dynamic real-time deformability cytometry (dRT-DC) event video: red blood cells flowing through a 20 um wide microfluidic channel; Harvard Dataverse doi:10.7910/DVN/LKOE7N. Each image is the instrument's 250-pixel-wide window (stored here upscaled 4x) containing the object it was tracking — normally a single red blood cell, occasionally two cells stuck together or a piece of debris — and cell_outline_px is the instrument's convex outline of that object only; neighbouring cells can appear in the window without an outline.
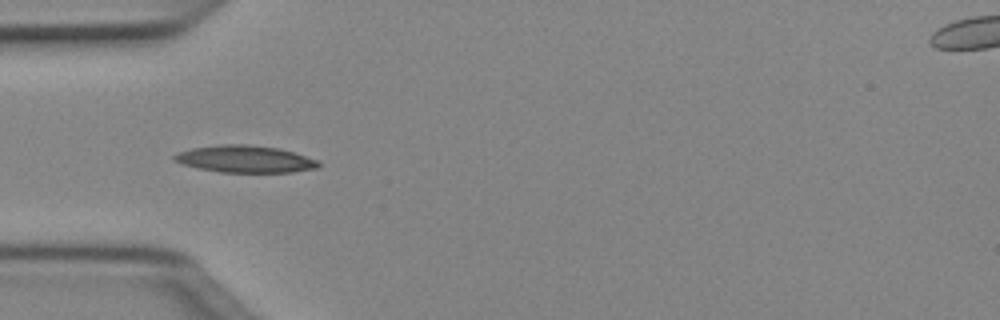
{"species": "Egyptian fruit bat (a non-hibernating species)", "species_latin": "Rousettus aegyptiacus", "temperature_condition": "cold", "stored_images_in_passage": 35, "camera_frame_rate_fps": 3000, "um_per_image_px": 0.085, "animal": {"sex": "female"}, "frame": {"image": 1, "passage_image": 1, "time_ms": 0.0, "image_size_px": [1000, 320], "cell_outline_px": [[320, 168], [292, 172], [220, 172], [196, 168], [172, 160], [172, 156], [180, 152], [192, 148], [224, 144], [248, 144], [280, 148], [320, 160]], "centroid_in_image_um": [20.88, 13.52], "position_along_channel_um": 64.1, "area_um2": 22.89}}
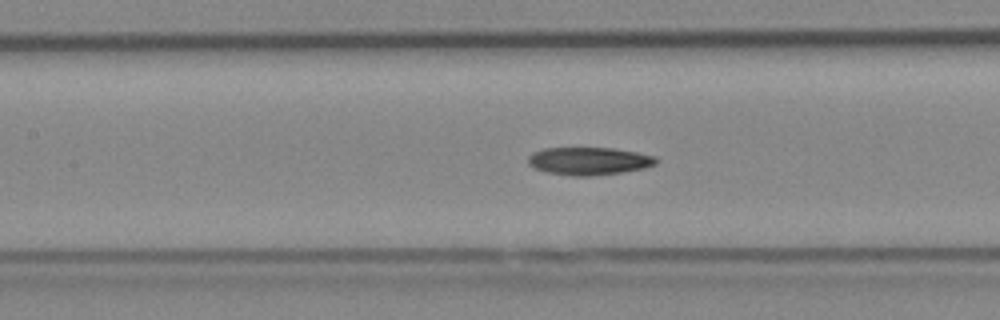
{"frame": {"image": 2, "passage_image": 8, "time_ms": 2.333, "image_size_px": [1000, 320], "cell_outline_px": [[656, 164], [644, 168], [620, 172], [588, 176], [572, 176], [544, 172], [532, 168], [528, 164], [528, 156], [532, 152], [544, 148], [612, 148], [636, 152], [656, 156]], "centroid_in_image_um": [49.99, 13.69], "position_along_channel_um": 157.4, "area_um2": 20.75}}
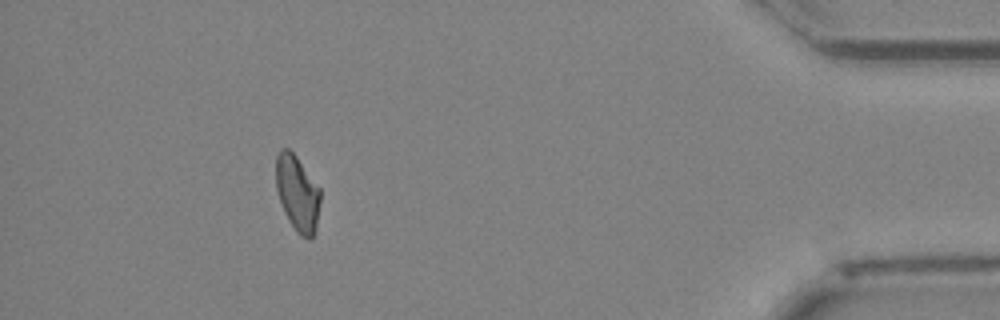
{"frame": {"image": 3, "passage_image": 31, "time_ms": 10.0, "image_size_px": [1000, 320], "cell_outline_px": [[320, 200], [316, 232], [308, 240], [300, 236], [296, 232], [284, 212], [276, 188], [276, 156], [280, 148], [288, 148], [296, 156], [320, 188]], "centroid_in_image_um": [25.28, 16.44], "position_along_channel_um": 409.9, "area_um2": 19.65}, "authors_computed_cell_mechanics": {"area_um2": 20.4612, "velocity_mm_per_s": 4.0352, "shape_relaxation_time_tau1_ms": 5.4747, "shape_relaxation_time_tau2_ms": null, "deformation_change_tau1": 0.1589, "deformation_change_tau2": null}}